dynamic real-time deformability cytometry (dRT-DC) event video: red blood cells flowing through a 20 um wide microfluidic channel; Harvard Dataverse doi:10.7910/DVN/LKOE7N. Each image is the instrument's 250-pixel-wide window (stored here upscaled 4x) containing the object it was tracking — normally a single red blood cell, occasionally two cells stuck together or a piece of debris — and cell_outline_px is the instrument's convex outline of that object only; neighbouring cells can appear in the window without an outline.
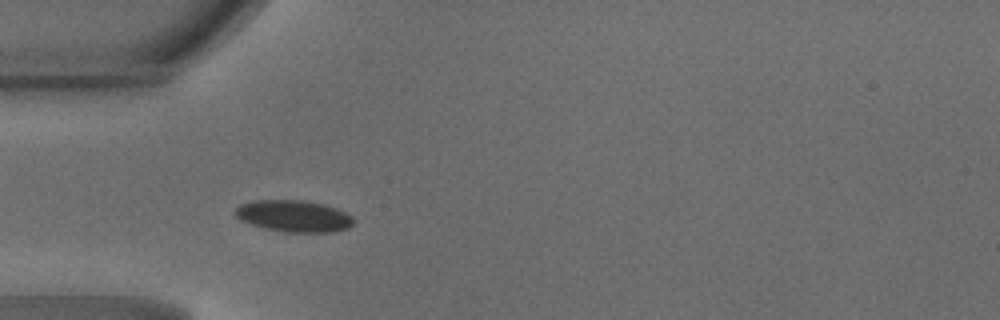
{"species": "common noctule bat (a hibernating species)", "species_latin": "Nyctalus noctula", "temperature_condition": "warm", "stored_images_in_passage": 37, "camera_frame_rate_fps": 3000, "um_per_image_px": 0.085, "animal": {"sex": "male", "body_mass_g": 18.8}, "frame": {"image": 1, "passage_image": 4, "time_ms": 1.0, "image_size_px": [1000, 320], "cell_outline_px": [[352, 224], [348, 228], [332, 232], [284, 232], [264, 228], [240, 220], [236, 216], [236, 208], [240, 204], [256, 200], [304, 200], [324, 204], [336, 208], [352, 216]], "centroid_in_image_um": [24.97, 18.36], "position_along_channel_um": 60.0, "area_um2": 21.73}}
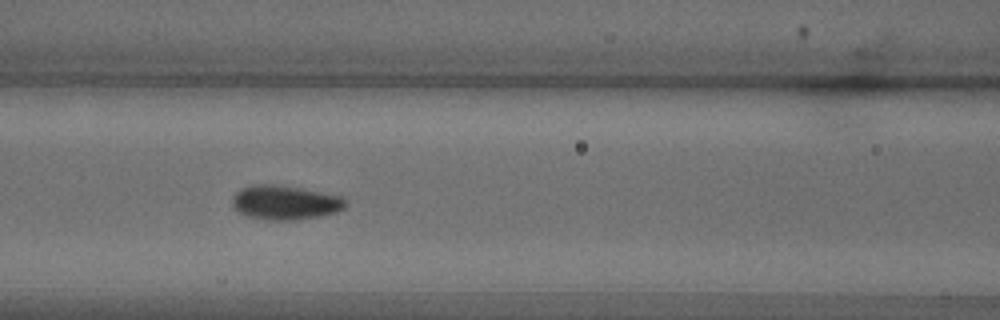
{"frame": {"image": 2, "passage_image": 10, "time_ms": 3.0, "image_size_px": [1000, 320], "cell_outline_px": [[348, 204], [344, 208], [336, 212], [320, 216], [292, 220], [264, 220], [244, 216], [232, 208], [232, 200], [236, 192], [240, 188], [252, 184], [272, 184], [300, 188], [340, 196]], "centroid_in_image_um": [24.16, 17.22], "position_along_channel_um": 142.4, "area_um2": 22.77}}
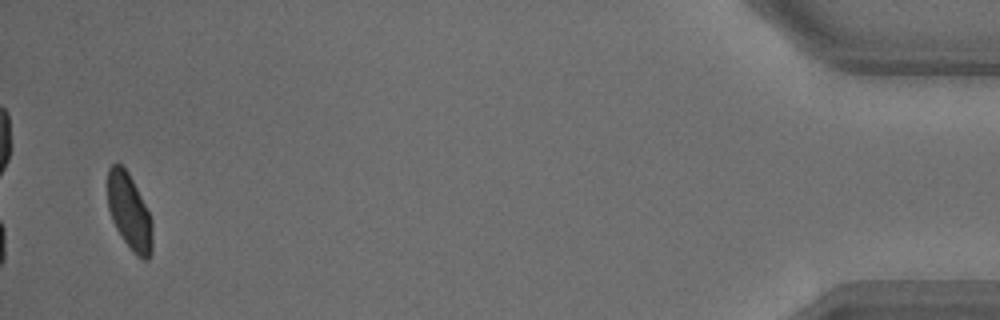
{"frame": {"image": 3, "passage_image": 36, "time_ms": 11.667, "image_size_px": [1000, 320], "cell_outline_px": [[152, 252], [148, 260], [140, 260], [136, 256], [120, 236], [112, 220], [108, 208], [108, 168], [116, 160], [128, 172], [152, 220]], "centroid_in_image_um": [10.99, 18.04], "position_along_channel_um": 424.2, "area_um2": 19.83}, "authors_computed_cell_mechanics": {"area_um2": 21.2704, "velocity_mm_per_s": 4.2071, "shape_relaxation_time_tau1_ms": 1.7305, "shape_relaxation_time_tau2_ms": null, "deformation_change_tau1": 0.0953, "deformation_change_tau2": null}}